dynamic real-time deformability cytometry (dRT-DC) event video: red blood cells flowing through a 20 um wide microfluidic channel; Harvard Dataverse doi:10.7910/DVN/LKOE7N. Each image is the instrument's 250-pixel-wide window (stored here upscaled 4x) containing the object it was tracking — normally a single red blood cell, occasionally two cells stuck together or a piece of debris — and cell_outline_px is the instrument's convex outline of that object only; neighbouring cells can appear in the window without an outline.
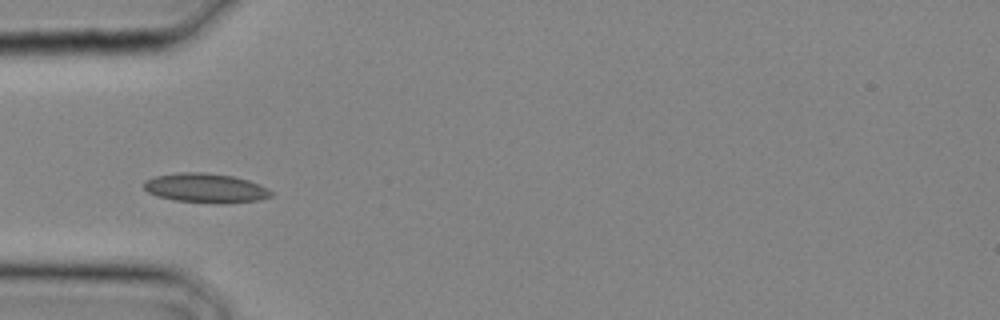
{"species": "common noctule bat (a hibernating species)", "species_latin": "Nyctalus noctula", "temperature_condition": "cold", "stored_images_in_passage": 1, "camera_frame_rate_fps": 3000, "um_per_image_px": 0.085, "animal": {"sex": "male", "body_mass_g": 20.4}, "frame": {"image": 1, "passage_image": 1, "time_ms": 0.0, "image_size_px": [1000, 320], "cell_outline_px": [[276, 192], [272, 196], [260, 200], [224, 204], [216, 204], [176, 200], [156, 196], [148, 192], [144, 188], [144, 180], [156, 176], [176, 172], [204, 172], [232, 176], [248, 180], [260, 184]], "centroid_in_image_um": [17.52, 15.99], "position_along_channel_um": 67.5, "area_um2": 22.14}}